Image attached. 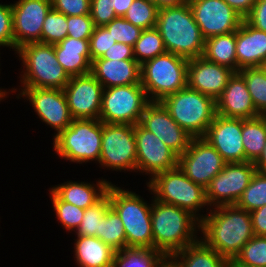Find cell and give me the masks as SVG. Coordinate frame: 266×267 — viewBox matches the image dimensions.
<instances>
[{"label": "cell", "instance_id": "obj_28", "mask_svg": "<svg viewBox=\"0 0 266 267\" xmlns=\"http://www.w3.org/2000/svg\"><path fill=\"white\" fill-rule=\"evenodd\" d=\"M202 56L210 62L226 66L237 72L236 31L205 39Z\"/></svg>", "mask_w": 266, "mask_h": 267}, {"label": "cell", "instance_id": "obj_41", "mask_svg": "<svg viewBox=\"0 0 266 267\" xmlns=\"http://www.w3.org/2000/svg\"><path fill=\"white\" fill-rule=\"evenodd\" d=\"M104 27L111 33L116 43H124L134 47L139 39L142 29L133 25L123 17H117Z\"/></svg>", "mask_w": 266, "mask_h": 267}, {"label": "cell", "instance_id": "obj_9", "mask_svg": "<svg viewBox=\"0 0 266 267\" xmlns=\"http://www.w3.org/2000/svg\"><path fill=\"white\" fill-rule=\"evenodd\" d=\"M53 139V149L60 158L79 164L99 162L102 121L73 119L71 124Z\"/></svg>", "mask_w": 266, "mask_h": 267}, {"label": "cell", "instance_id": "obj_39", "mask_svg": "<svg viewBox=\"0 0 266 267\" xmlns=\"http://www.w3.org/2000/svg\"><path fill=\"white\" fill-rule=\"evenodd\" d=\"M49 192L53 210L59 223L62 224L66 231L76 232L81 224L85 210L63 201L51 188Z\"/></svg>", "mask_w": 266, "mask_h": 267}, {"label": "cell", "instance_id": "obj_57", "mask_svg": "<svg viewBox=\"0 0 266 267\" xmlns=\"http://www.w3.org/2000/svg\"><path fill=\"white\" fill-rule=\"evenodd\" d=\"M263 68V70L266 72V59L264 60V63L261 66Z\"/></svg>", "mask_w": 266, "mask_h": 267}, {"label": "cell", "instance_id": "obj_40", "mask_svg": "<svg viewBox=\"0 0 266 267\" xmlns=\"http://www.w3.org/2000/svg\"><path fill=\"white\" fill-rule=\"evenodd\" d=\"M67 28V16L51 8L43 22L41 43L58 44L67 37Z\"/></svg>", "mask_w": 266, "mask_h": 267}, {"label": "cell", "instance_id": "obj_22", "mask_svg": "<svg viewBox=\"0 0 266 267\" xmlns=\"http://www.w3.org/2000/svg\"><path fill=\"white\" fill-rule=\"evenodd\" d=\"M216 114L241 119L260 116L254 107L245 80L239 72L233 74L222 94L216 99Z\"/></svg>", "mask_w": 266, "mask_h": 267}, {"label": "cell", "instance_id": "obj_33", "mask_svg": "<svg viewBox=\"0 0 266 267\" xmlns=\"http://www.w3.org/2000/svg\"><path fill=\"white\" fill-rule=\"evenodd\" d=\"M133 50L135 60L140 65L167 52L161 34L156 28L142 30Z\"/></svg>", "mask_w": 266, "mask_h": 267}, {"label": "cell", "instance_id": "obj_12", "mask_svg": "<svg viewBox=\"0 0 266 267\" xmlns=\"http://www.w3.org/2000/svg\"><path fill=\"white\" fill-rule=\"evenodd\" d=\"M255 172L256 167L253 162L226 163L205 188L210 209L224 205H236Z\"/></svg>", "mask_w": 266, "mask_h": 267}, {"label": "cell", "instance_id": "obj_13", "mask_svg": "<svg viewBox=\"0 0 266 267\" xmlns=\"http://www.w3.org/2000/svg\"><path fill=\"white\" fill-rule=\"evenodd\" d=\"M226 161L203 137H193L187 150L179 156L178 166L194 183L206 188L224 168Z\"/></svg>", "mask_w": 266, "mask_h": 267}, {"label": "cell", "instance_id": "obj_15", "mask_svg": "<svg viewBox=\"0 0 266 267\" xmlns=\"http://www.w3.org/2000/svg\"><path fill=\"white\" fill-rule=\"evenodd\" d=\"M17 95L29 100L42 122L55 129L54 137L73 121L63 89L21 88Z\"/></svg>", "mask_w": 266, "mask_h": 267}, {"label": "cell", "instance_id": "obj_31", "mask_svg": "<svg viewBox=\"0 0 266 267\" xmlns=\"http://www.w3.org/2000/svg\"><path fill=\"white\" fill-rule=\"evenodd\" d=\"M99 239L116 252L126 249V233L123 222L112 208L101 219Z\"/></svg>", "mask_w": 266, "mask_h": 267}, {"label": "cell", "instance_id": "obj_38", "mask_svg": "<svg viewBox=\"0 0 266 267\" xmlns=\"http://www.w3.org/2000/svg\"><path fill=\"white\" fill-rule=\"evenodd\" d=\"M159 8L151 0H134L123 18L142 30L156 27Z\"/></svg>", "mask_w": 266, "mask_h": 267}, {"label": "cell", "instance_id": "obj_55", "mask_svg": "<svg viewBox=\"0 0 266 267\" xmlns=\"http://www.w3.org/2000/svg\"><path fill=\"white\" fill-rule=\"evenodd\" d=\"M8 92L6 90H2L0 88V102L4 99V97L6 98L7 95H9V93L7 94Z\"/></svg>", "mask_w": 266, "mask_h": 267}, {"label": "cell", "instance_id": "obj_54", "mask_svg": "<svg viewBox=\"0 0 266 267\" xmlns=\"http://www.w3.org/2000/svg\"><path fill=\"white\" fill-rule=\"evenodd\" d=\"M254 164L256 167V171L266 173V144L262 155L258 158V160Z\"/></svg>", "mask_w": 266, "mask_h": 267}, {"label": "cell", "instance_id": "obj_24", "mask_svg": "<svg viewBox=\"0 0 266 267\" xmlns=\"http://www.w3.org/2000/svg\"><path fill=\"white\" fill-rule=\"evenodd\" d=\"M237 72L261 67L266 59V32L255 29L245 20L236 31Z\"/></svg>", "mask_w": 266, "mask_h": 267}, {"label": "cell", "instance_id": "obj_16", "mask_svg": "<svg viewBox=\"0 0 266 267\" xmlns=\"http://www.w3.org/2000/svg\"><path fill=\"white\" fill-rule=\"evenodd\" d=\"M205 39L238 30L244 20L224 0H188Z\"/></svg>", "mask_w": 266, "mask_h": 267}, {"label": "cell", "instance_id": "obj_52", "mask_svg": "<svg viewBox=\"0 0 266 267\" xmlns=\"http://www.w3.org/2000/svg\"><path fill=\"white\" fill-rule=\"evenodd\" d=\"M155 267H180V264L173 255H164Z\"/></svg>", "mask_w": 266, "mask_h": 267}, {"label": "cell", "instance_id": "obj_43", "mask_svg": "<svg viewBox=\"0 0 266 267\" xmlns=\"http://www.w3.org/2000/svg\"><path fill=\"white\" fill-rule=\"evenodd\" d=\"M67 24V36L82 40H89L95 27L90 15L67 16Z\"/></svg>", "mask_w": 266, "mask_h": 267}, {"label": "cell", "instance_id": "obj_35", "mask_svg": "<svg viewBox=\"0 0 266 267\" xmlns=\"http://www.w3.org/2000/svg\"><path fill=\"white\" fill-rule=\"evenodd\" d=\"M228 265L266 267V236L254 235Z\"/></svg>", "mask_w": 266, "mask_h": 267}, {"label": "cell", "instance_id": "obj_45", "mask_svg": "<svg viewBox=\"0 0 266 267\" xmlns=\"http://www.w3.org/2000/svg\"><path fill=\"white\" fill-rule=\"evenodd\" d=\"M51 6L66 16L90 15L91 0H51Z\"/></svg>", "mask_w": 266, "mask_h": 267}, {"label": "cell", "instance_id": "obj_50", "mask_svg": "<svg viewBox=\"0 0 266 267\" xmlns=\"http://www.w3.org/2000/svg\"><path fill=\"white\" fill-rule=\"evenodd\" d=\"M241 17L245 18L257 0H224Z\"/></svg>", "mask_w": 266, "mask_h": 267}, {"label": "cell", "instance_id": "obj_56", "mask_svg": "<svg viewBox=\"0 0 266 267\" xmlns=\"http://www.w3.org/2000/svg\"><path fill=\"white\" fill-rule=\"evenodd\" d=\"M228 267H260V266L228 265Z\"/></svg>", "mask_w": 266, "mask_h": 267}, {"label": "cell", "instance_id": "obj_10", "mask_svg": "<svg viewBox=\"0 0 266 267\" xmlns=\"http://www.w3.org/2000/svg\"><path fill=\"white\" fill-rule=\"evenodd\" d=\"M149 103L141 84L105 88L99 120L107 124L136 125Z\"/></svg>", "mask_w": 266, "mask_h": 267}, {"label": "cell", "instance_id": "obj_18", "mask_svg": "<svg viewBox=\"0 0 266 267\" xmlns=\"http://www.w3.org/2000/svg\"><path fill=\"white\" fill-rule=\"evenodd\" d=\"M14 50L28 43H41L43 22L51 0H18L11 4Z\"/></svg>", "mask_w": 266, "mask_h": 267}, {"label": "cell", "instance_id": "obj_23", "mask_svg": "<svg viewBox=\"0 0 266 267\" xmlns=\"http://www.w3.org/2000/svg\"><path fill=\"white\" fill-rule=\"evenodd\" d=\"M141 65L135 59H95L91 62V74L103 88L141 84Z\"/></svg>", "mask_w": 266, "mask_h": 267}, {"label": "cell", "instance_id": "obj_6", "mask_svg": "<svg viewBox=\"0 0 266 267\" xmlns=\"http://www.w3.org/2000/svg\"><path fill=\"white\" fill-rule=\"evenodd\" d=\"M146 184L155 200L178 206L190 212L199 221L205 217V214L200 215L199 211L205 206L210 209L205 188L191 181L179 166L155 175Z\"/></svg>", "mask_w": 266, "mask_h": 267}, {"label": "cell", "instance_id": "obj_19", "mask_svg": "<svg viewBox=\"0 0 266 267\" xmlns=\"http://www.w3.org/2000/svg\"><path fill=\"white\" fill-rule=\"evenodd\" d=\"M139 124L155 134L178 156L187 150L193 138L178 125L161 102H150L146 106Z\"/></svg>", "mask_w": 266, "mask_h": 267}, {"label": "cell", "instance_id": "obj_49", "mask_svg": "<svg viewBox=\"0 0 266 267\" xmlns=\"http://www.w3.org/2000/svg\"><path fill=\"white\" fill-rule=\"evenodd\" d=\"M254 235L266 236V205L250 212Z\"/></svg>", "mask_w": 266, "mask_h": 267}, {"label": "cell", "instance_id": "obj_30", "mask_svg": "<svg viewBox=\"0 0 266 267\" xmlns=\"http://www.w3.org/2000/svg\"><path fill=\"white\" fill-rule=\"evenodd\" d=\"M241 136L245 162L255 163L262 155L266 144V118L260 115L255 118L242 119Z\"/></svg>", "mask_w": 266, "mask_h": 267}, {"label": "cell", "instance_id": "obj_47", "mask_svg": "<svg viewBox=\"0 0 266 267\" xmlns=\"http://www.w3.org/2000/svg\"><path fill=\"white\" fill-rule=\"evenodd\" d=\"M244 20L255 29L266 32V0H257Z\"/></svg>", "mask_w": 266, "mask_h": 267}, {"label": "cell", "instance_id": "obj_20", "mask_svg": "<svg viewBox=\"0 0 266 267\" xmlns=\"http://www.w3.org/2000/svg\"><path fill=\"white\" fill-rule=\"evenodd\" d=\"M242 119L216 114L203 138L207 140L227 163L245 162L242 142Z\"/></svg>", "mask_w": 266, "mask_h": 267}, {"label": "cell", "instance_id": "obj_51", "mask_svg": "<svg viewBox=\"0 0 266 267\" xmlns=\"http://www.w3.org/2000/svg\"><path fill=\"white\" fill-rule=\"evenodd\" d=\"M134 0H113V9L117 17H123Z\"/></svg>", "mask_w": 266, "mask_h": 267}, {"label": "cell", "instance_id": "obj_44", "mask_svg": "<svg viewBox=\"0 0 266 267\" xmlns=\"http://www.w3.org/2000/svg\"><path fill=\"white\" fill-rule=\"evenodd\" d=\"M90 16L94 26H104L117 18L113 0H91Z\"/></svg>", "mask_w": 266, "mask_h": 267}, {"label": "cell", "instance_id": "obj_5", "mask_svg": "<svg viewBox=\"0 0 266 267\" xmlns=\"http://www.w3.org/2000/svg\"><path fill=\"white\" fill-rule=\"evenodd\" d=\"M22 61V88L64 89L70 76L59 65L54 45L44 43H28L15 52Z\"/></svg>", "mask_w": 266, "mask_h": 267}, {"label": "cell", "instance_id": "obj_29", "mask_svg": "<svg viewBox=\"0 0 266 267\" xmlns=\"http://www.w3.org/2000/svg\"><path fill=\"white\" fill-rule=\"evenodd\" d=\"M180 267H228V260L201 239L173 254Z\"/></svg>", "mask_w": 266, "mask_h": 267}, {"label": "cell", "instance_id": "obj_27", "mask_svg": "<svg viewBox=\"0 0 266 267\" xmlns=\"http://www.w3.org/2000/svg\"><path fill=\"white\" fill-rule=\"evenodd\" d=\"M74 258L79 267H113L116 251L97 237L77 236Z\"/></svg>", "mask_w": 266, "mask_h": 267}, {"label": "cell", "instance_id": "obj_1", "mask_svg": "<svg viewBox=\"0 0 266 267\" xmlns=\"http://www.w3.org/2000/svg\"><path fill=\"white\" fill-rule=\"evenodd\" d=\"M206 210L208 214L200 221L203 237L199 238L228 261L233 260L254 236L250 212L237 205Z\"/></svg>", "mask_w": 266, "mask_h": 267}, {"label": "cell", "instance_id": "obj_11", "mask_svg": "<svg viewBox=\"0 0 266 267\" xmlns=\"http://www.w3.org/2000/svg\"><path fill=\"white\" fill-rule=\"evenodd\" d=\"M136 140L134 125L102 122V142L99 165L113 171L136 170Z\"/></svg>", "mask_w": 266, "mask_h": 267}, {"label": "cell", "instance_id": "obj_17", "mask_svg": "<svg viewBox=\"0 0 266 267\" xmlns=\"http://www.w3.org/2000/svg\"><path fill=\"white\" fill-rule=\"evenodd\" d=\"M103 86L91 74L72 76L63 92L73 119H99Z\"/></svg>", "mask_w": 266, "mask_h": 267}, {"label": "cell", "instance_id": "obj_32", "mask_svg": "<svg viewBox=\"0 0 266 267\" xmlns=\"http://www.w3.org/2000/svg\"><path fill=\"white\" fill-rule=\"evenodd\" d=\"M243 76L252 102L260 115L266 113V72L262 67L243 68L239 70Z\"/></svg>", "mask_w": 266, "mask_h": 267}, {"label": "cell", "instance_id": "obj_7", "mask_svg": "<svg viewBox=\"0 0 266 267\" xmlns=\"http://www.w3.org/2000/svg\"><path fill=\"white\" fill-rule=\"evenodd\" d=\"M188 62L166 52L141 64V85L150 102H161L187 86Z\"/></svg>", "mask_w": 266, "mask_h": 267}, {"label": "cell", "instance_id": "obj_48", "mask_svg": "<svg viewBox=\"0 0 266 267\" xmlns=\"http://www.w3.org/2000/svg\"><path fill=\"white\" fill-rule=\"evenodd\" d=\"M109 60L135 59L133 47L124 43H115L100 58Z\"/></svg>", "mask_w": 266, "mask_h": 267}, {"label": "cell", "instance_id": "obj_34", "mask_svg": "<svg viewBox=\"0 0 266 267\" xmlns=\"http://www.w3.org/2000/svg\"><path fill=\"white\" fill-rule=\"evenodd\" d=\"M163 256L157 250L126 248L116 252L113 267H155Z\"/></svg>", "mask_w": 266, "mask_h": 267}, {"label": "cell", "instance_id": "obj_21", "mask_svg": "<svg viewBox=\"0 0 266 267\" xmlns=\"http://www.w3.org/2000/svg\"><path fill=\"white\" fill-rule=\"evenodd\" d=\"M234 73L232 69L210 62L203 56L192 58L188 62L187 86L216 100Z\"/></svg>", "mask_w": 266, "mask_h": 267}, {"label": "cell", "instance_id": "obj_46", "mask_svg": "<svg viewBox=\"0 0 266 267\" xmlns=\"http://www.w3.org/2000/svg\"><path fill=\"white\" fill-rule=\"evenodd\" d=\"M14 49L11 4H0V47Z\"/></svg>", "mask_w": 266, "mask_h": 267}, {"label": "cell", "instance_id": "obj_3", "mask_svg": "<svg viewBox=\"0 0 266 267\" xmlns=\"http://www.w3.org/2000/svg\"><path fill=\"white\" fill-rule=\"evenodd\" d=\"M155 28L161 34L167 52L188 60L203 55L205 38L188 2L159 9Z\"/></svg>", "mask_w": 266, "mask_h": 267}, {"label": "cell", "instance_id": "obj_2", "mask_svg": "<svg viewBox=\"0 0 266 267\" xmlns=\"http://www.w3.org/2000/svg\"><path fill=\"white\" fill-rule=\"evenodd\" d=\"M151 222L154 250L164 255H173L200 239L197 237V231H200V221L178 206L153 199Z\"/></svg>", "mask_w": 266, "mask_h": 267}, {"label": "cell", "instance_id": "obj_26", "mask_svg": "<svg viewBox=\"0 0 266 267\" xmlns=\"http://www.w3.org/2000/svg\"><path fill=\"white\" fill-rule=\"evenodd\" d=\"M111 182L100 179L96 184L67 181L53 186L51 189L65 202L86 209L99 202L107 193Z\"/></svg>", "mask_w": 266, "mask_h": 267}, {"label": "cell", "instance_id": "obj_36", "mask_svg": "<svg viewBox=\"0 0 266 267\" xmlns=\"http://www.w3.org/2000/svg\"><path fill=\"white\" fill-rule=\"evenodd\" d=\"M236 205L248 212L266 205V173L255 172Z\"/></svg>", "mask_w": 266, "mask_h": 267}, {"label": "cell", "instance_id": "obj_4", "mask_svg": "<svg viewBox=\"0 0 266 267\" xmlns=\"http://www.w3.org/2000/svg\"><path fill=\"white\" fill-rule=\"evenodd\" d=\"M110 207L123 222L126 248L154 250L151 204L133 191L110 184L106 193Z\"/></svg>", "mask_w": 266, "mask_h": 267}, {"label": "cell", "instance_id": "obj_53", "mask_svg": "<svg viewBox=\"0 0 266 267\" xmlns=\"http://www.w3.org/2000/svg\"><path fill=\"white\" fill-rule=\"evenodd\" d=\"M159 9L165 7H176L183 5L188 2V0H151Z\"/></svg>", "mask_w": 266, "mask_h": 267}, {"label": "cell", "instance_id": "obj_37", "mask_svg": "<svg viewBox=\"0 0 266 267\" xmlns=\"http://www.w3.org/2000/svg\"><path fill=\"white\" fill-rule=\"evenodd\" d=\"M110 208V199L107 194L95 205L86 208L81 224L75 232L76 235L99 238L101 219Z\"/></svg>", "mask_w": 266, "mask_h": 267}, {"label": "cell", "instance_id": "obj_8", "mask_svg": "<svg viewBox=\"0 0 266 267\" xmlns=\"http://www.w3.org/2000/svg\"><path fill=\"white\" fill-rule=\"evenodd\" d=\"M161 103L192 137H203L216 116V100L188 86L165 97Z\"/></svg>", "mask_w": 266, "mask_h": 267}, {"label": "cell", "instance_id": "obj_42", "mask_svg": "<svg viewBox=\"0 0 266 267\" xmlns=\"http://www.w3.org/2000/svg\"><path fill=\"white\" fill-rule=\"evenodd\" d=\"M116 41L104 26H95L89 39L91 62L100 58Z\"/></svg>", "mask_w": 266, "mask_h": 267}, {"label": "cell", "instance_id": "obj_25", "mask_svg": "<svg viewBox=\"0 0 266 267\" xmlns=\"http://www.w3.org/2000/svg\"><path fill=\"white\" fill-rule=\"evenodd\" d=\"M54 49L59 65L70 77L91 72L89 40L67 36L63 41L55 44Z\"/></svg>", "mask_w": 266, "mask_h": 267}, {"label": "cell", "instance_id": "obj_14", "mask_svg": "<svg viewBox=\"0 0 266 267\" xmlns=\"http://www.w3.org/2000/svg\"><path fill=\"white\" fill-rule=\"evenodd\" d=\"M136 140V171L155 175L178 166L179 156L163 143L155 134L144 129L139 123L134 125Z\"/></svg>", "mask_w": 266, "mask_h": 267}]
</instances>
